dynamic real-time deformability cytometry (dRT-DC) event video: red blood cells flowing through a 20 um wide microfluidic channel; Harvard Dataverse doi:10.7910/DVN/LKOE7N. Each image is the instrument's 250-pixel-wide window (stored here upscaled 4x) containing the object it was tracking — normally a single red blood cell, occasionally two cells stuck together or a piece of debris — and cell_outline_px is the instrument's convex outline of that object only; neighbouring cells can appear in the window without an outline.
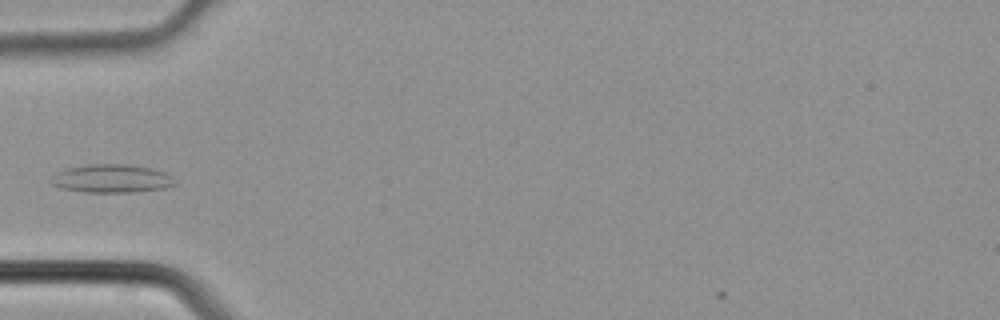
{"species": "common noctule bat (a hibernating species)", "species_latin": "Nyctalus noctula", "temperature_condition": "cold", "stored_images_in_passage": 3, "camera_frame_rate_fps": 3000, "um_per_image_px": 0.085, "animal": {"sex": "male", "body_mass_g": 21.5, "forearm_length_mm": 52.0}, "frame": {"image": 1, "passage_image": 3, "time_ms": 0.667, "image_size_px": [1000, 320], "cell_outline_px": [[176, 184], [164, 188], [136, 192], [84, 192], [60, 188], [52, 184], [52, 176], [56, 172], [64, 168], [88, 164], [132, 164], [152, 168], [168, 172], [176, 180]], "centroid_in_image_um": [9.52, 15.16], "position_along_channel_um": 75.5, "area_um2": 20.81}}